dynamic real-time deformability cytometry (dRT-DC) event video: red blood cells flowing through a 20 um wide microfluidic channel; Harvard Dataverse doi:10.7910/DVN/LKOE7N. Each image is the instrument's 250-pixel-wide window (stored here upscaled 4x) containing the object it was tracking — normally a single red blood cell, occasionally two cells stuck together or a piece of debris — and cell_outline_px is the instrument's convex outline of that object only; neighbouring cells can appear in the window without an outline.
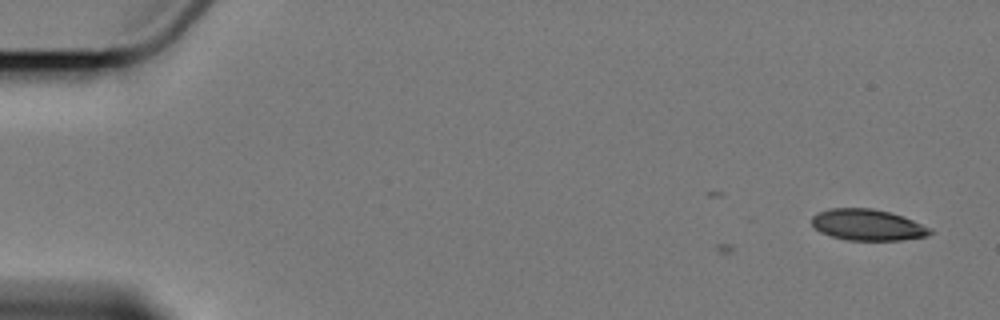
{"species": "Egyptian fruit bat (a non-hibernating species)", "species_latin": "Rousettus aegyptiacus", "temperature_condition": "cold", "stored_images_in_passage": 4, "camera_frame_rate_fps": 3000, "um_per_image_px": 0.085, "animal": {"sex": "female"}, "frame": {"image": 1, "passage_image": 1, "time_ms": 0.0, "image_size_px": [1000, 320], "cell_outline_px": [[936, 232], [928, 236], [900, 240], [848, 240], [832, 236], [820, 232], [812, 224], [812, 216], [828, 208], [872, 208], [904, 216], [932, 228]], "centroid_in_image_um": [73.8, 19.11], "position_along_channel_um": 11.2, "area_um2": 21.62}}